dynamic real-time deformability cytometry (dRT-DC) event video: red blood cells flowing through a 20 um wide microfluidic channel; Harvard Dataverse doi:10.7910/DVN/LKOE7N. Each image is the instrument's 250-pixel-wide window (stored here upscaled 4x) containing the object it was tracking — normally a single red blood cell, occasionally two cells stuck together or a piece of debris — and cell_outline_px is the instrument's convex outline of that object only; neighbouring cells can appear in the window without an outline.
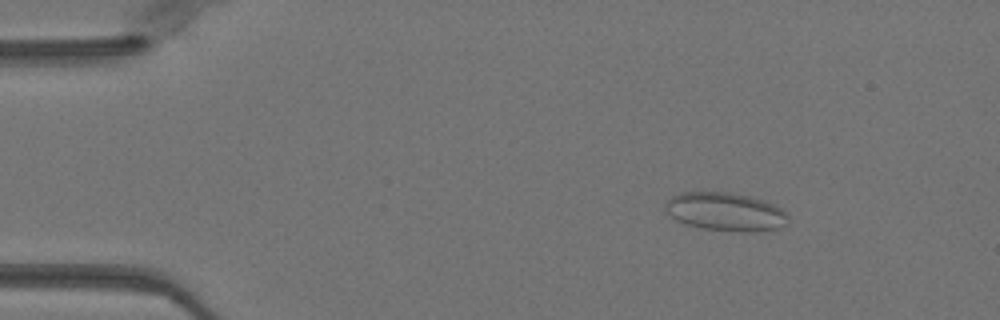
{"species": "Egyptian fruit bat (a non-hibernating species)", "species_latin": "Rousettus aegyptiacus", "temperature_condition": "warm", "stored_images_in_passage": 46, "camera_frame_rate_fps": 3000, "um_per_image_px": 0.085, "animal": {"sex": "female"}, "frame": {"image": 1, "passage_image": 3, "time_ms": 0.667, "image_size_px": [1000, 320], "cell_outline_px": [[788, 224], [780, 228], [756, 232], [740, 232], [700, 228], [684, 224], [676, 220], [664, 208], [664, 204], [672, 196], [680, 192], [732, 192], [764, 200], [776, 204], [788, 212]], "centroid_in_image_um": [61.71, 18.0], "position_along_channel_um": 23.3, "area_um2": 27.98}}
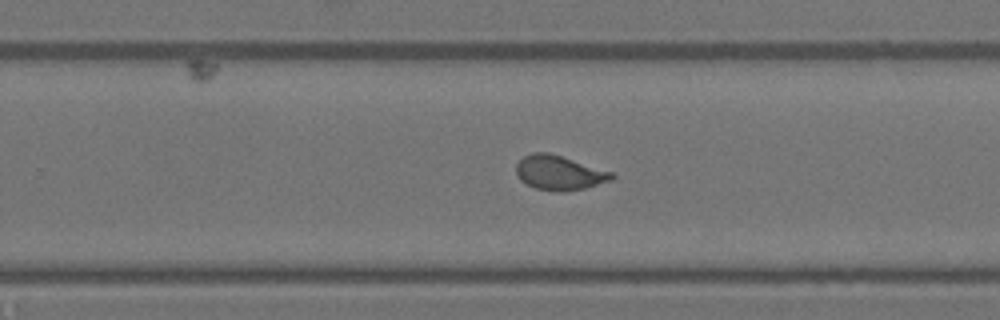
{"frame": {"image": 2, "passage_image": 28, "time_ms": 9.0, "image_size_px": [1000, 320], "cell_outline_px": [[616, 176], [612, 180], [584, 188], [564, 192], [560, 192], [536, 188], [520, 180], [516, 176], [516, 164], [524, 156], [532, 152], [548, 152], [612, 172]], "centroid_in_image_um": [47.52, 14.68], "position_along_channel_um": 282.3, "area_um2": 19.07}}
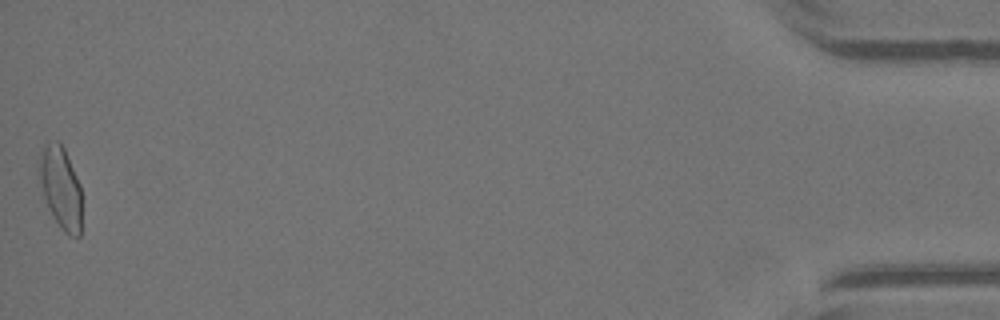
{"frame": {"image": 3, "passage_image": 46, "time_ms": 15.0, "image_size_px": [1000, 320], "cell_outline_px": [[80, 236], [68, 236], [64, 232], [48, 208], [36, 180], [36, 172], [40, 156], [44, 144], [56, 140], [60, 140], [64, 148], [80, 184]], "centroid_in_image_um": [5.09, 15.9], "position_along_channel_um": 430.1, "area_um2": 20.69}}